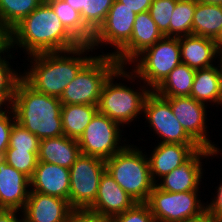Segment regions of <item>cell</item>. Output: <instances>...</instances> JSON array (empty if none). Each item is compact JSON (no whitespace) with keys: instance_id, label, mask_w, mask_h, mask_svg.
I'll list each match as a JSON object with an SVG mask.
<instances>
[{"instance_id":"obj_4","label":"cell","mask_w":222,"mask_h":222,"mask_svg":"<svg viewBox=\"0 0 222 222\" xmlns=\"http://www.w3.org/2000/svg\"><path fill=\"white\" fill-rule=\"evenodd\" d=\"M124 145L105 160V169L136 202H147L156 184L150 173L149 159L136 146Z\"/></svg>"},{"instance_id":"obj_30","label":"cell","mask_w":222,"mask_h":222,"mask_svg":"<svg viewBox=\"0 0 222 222\" xmlns=\"http://www.w3.org/2000/svg\"><path fill=\"white\" fill-rule=\"evenodd\" d=\"M115 0H87V8L81 13L84 24L94 33L104 22Z\"/></svg>"},{"instance_id":"obj_11","label":"cell","mask_w":222,"mask_h":222,"mask_svg":"<svg viewBox=\"0 0 222 222\" xmlns=\"http://www.w3.org/2000/svg\"><path fill=\"white\" fill-rule=\"evenodd\" d=\"M143 113L149 126L162 138L161 143L198 145L174 116L169 97H162L151 90L145 99Z\"/></svg>"},{"instance_id":"obj_12","label":"cell","mask_w":222,"mask_h":222,"mask_svg":"<svg viewBox=\"0 0 222 222\" xmlns=\"http://www.w3.org/2000/svg\"><path fill=\"white\" fill-rule=\"evenodd\" d=\"M135 17L136 13L115 0L104 22L93 33L89 45L93 49H97L95 46L109 44L117 48L116 52L108 53L113 56L130 40Z\"/></svg>"},{"instance_id":"obj_23","label":"cell","mask_w":222,"mask_h":222,"mask_svg":"<svg viewBox=\"0 0 222 222\" xmlns=\"http://www.w3.org/2000/svg\"><path fill=\"white\" fill-rule=\"evenodd\" d=\"M190 97L203 104H222V82L219 66L197 69L195 72Z\"/></svg>"},{"instance_id":"obj_44","label":"cell","mask_w":222,"mask_h":222,"mask_svg":"<svg viewBox=\"0 0 222 222\" xmlns=\"http://www.w3.org/2000/svg\"><path fill=\"white\" fill-rule=\"evenodd\" d=\"M201 3H210V4H216V5H222V0H197Z\"/></svg>"},{"instance_id":"obj_42","label":"cell","mask_w":222,"mask_h":222,"mask_svg":"<svg viewBox=\"0 0 222 222\" xmlns=\"http://www.w3.org/2000/svg\"><path fill=\"white\" fill-rule=\"evenodd\" d=\"M183 222H218L207 210L201 215L186 219Z\"/></svg>"},{"instance_id":"obj_24","label":"cell","mask_w":222,"mask_h":222,"mask_svg":"<svg viewBox=\"0 0 222 222\" xmlns=\"http://www.w3.org/2000/svg\"><path fill=\"white\" fill-rule=\"evenodd\" d=\"M222 32V5L196 3L192 35L217 40Z\"/></svg>"},{"instance_id":"obj_19","label":"cell","mask_w":222,"mask_h":222,"mask_svg":"<svg viewBox=\"0 0 222 222\" xmlns=\"http://www.w3.org/2000/svg\"><path fill=\"white\" fill-rule=\"evenodd\" d=\"M30 187V191L69 201V169L56 164L39 161L30 179Z\"/></svg>"},{"instance_id":"obj_3","label":"cell","mask_w":222,"mask_h":222,"mask_svg":"<svg viewBox=\"0 0 222 222\" xmlns=\"http://www.w3.org/2000/svg\"><path fill=\"white\" fill-rule=\"evenodd\" d=\"M10 106L16 122L40 140L64 135L59 98L37 92L23 78L16 85Z\"/></svg>"},{"instance_id":"obj_34","label":"cell","mask_w":222,"mask_h":222,"mask_svg":"<svg viewBox=\"0 0 222 222\" xmlns=\"http://www.w3.org/2000/svg\"><path fill=\"white\" fill-rule=\"evenodd\" d=\"M177 0H153L149 8L151 18L163 36L169 37V24Z\"/></svg>"},{"instance_id":"obj_35","label":"cell","mask_w":222,"mask_h":222,"mask_svg":"<svg viewBox=\"0 0 222 222\" xmlns=\"http://www.w3.org/2000/svg\"><path fill=\"white\" fill-rule=\"evenodd\" d=\"M111 222H156L146 202H136L130 209L111 219Z\"/></svg>"},{"instance_id":"obj_21","label":"cell","mask_w":222,"mask_h":222,"mask_svg":"<svg viewBox=\"0 0 222 222\" xmlns=\"http://www.w3.org/2000/svg\"><path fill=\"white\" fill-rule=\"evenodd\" d=\"M179 44L182 63L195 70L214 66V59L220 56L216 41L210 38L187 35L179 37Z\"/></svg>"},{"instance_id":"obj_27","label":"cell","mask_w":222,"mask_h":222,"mask_svg":"<svg viewBox=\"0 0 222 222\" xmlns=\"http://www.w3.org/2000/svg\"><path fill=\"white\" fill-rule=\"evenodd\" d=\"M67 30L81 43L90 44L93 32L84 24L79 11L64 0H46Z\"/></svg>"},{"instance_id":"obj_45","label":"cell","mask_w":222,"mask_h":222,"mask_svg":"<svg viewBox=\"0 0 222 222\" xmlns=\"http://www.w3.org/2000/svg\"><path fill=\"white\" fill-rule=\"evenodd\" d=\"M216 43L219 50V54L222 55V32L219 35V38L216 40Z\"/></svg>"},{"instance_id":"obj_40","label":"cell","mask_w":222,"mask_h":222,"mask_svg":"<svg viewBox=\"0 0 222 222\" xmlns=\"http://www.w3.org/2000/svg\"><path fill=\"white\" fill-rule=\"evenodd\" d=\"M12 48L11 29L0 22V57Z\"/></svg>"},{"instance_id":"obj_31","label":"cell","mask_w":222,"mask_h":222,"mask_svg":"<svg viewBox=\"0 0 222 222\" xmlns=\"http://www.w3.org/2000/svg\"><path fill=\"white\" fill-rule=\"evenodd\" d=\"M3 57H0V98L9 108L14 98L16 85L22 75L10 68L9 62L5 59L6 56L3 55Z\"/></svg>"},{"instance_id":"obj_33","label":"cell","mask_w":222,"mask_h":222,"mask_svg":"<svg viewBox=\"0 0 222 222\" xmlns=\"http://www.w3.org/2000/svg\"><path fill=\"white\" fill-rule=\"evenodd\" d=\"M40 139L26 128L15 122L10 132L9 147L7 150H22L39 152Z\"/></svg>"},{"instance_id":"obj_37","label":"cell","mask_w":222,"mask_h":222,"mask_svg":"<svg viewBox=\"0 0 222 222\" xmlns=\"http://www.w3.org/2000/svg\"><path fill=\"white\" fill-rule=\"evenodd\" d=\"M68 222H111V219L89 209H73Z\"/></svg>"},{"instance_id":"obj_5","label":"cell","mask_w":222,"mask_h":222,"mask_svg":"<svg viewBox=\"0 0 222 222\" xmlns=\"http://www.w3.org/2000/svg\"><path fill=\"white\" fill-rule=\"evenodd\" d=\"M132 63L137 64L132 72L126 71V66H120V79L122 77L130 81L137 77L143 80L146 86H150L151 90H155L169 73L182 63L179 38L163 36L139 54Z\"/></svg>"},{"instance_id":"obj_7","label":"cell","mask_w":222,"mask_h":222,"mask_svg":"<svg viewBox=\"0 0 222 222\" xmlns=\"http://www.w3.org/2000/svg\"><path fill=\"white\" fill-rule=\"evenodd\" d=\"M116 77H120V67L105 82L97 109L98 112L124 126L143 113L144 102L151 89L143 85L142 89L141 86L139 88L141 92H138L120 82H115V85L113 80Z\"/></svg>"},{"instance_id":"obj_41","label":"cell","mask_w":222,"mask_h":222,"mask_svg":"<svg viewBox=\"0 0 222 222\" xmlns=\"http://www.w3.org/2000/svg\"><path fill=\"white\" fill-rule=\"evenodd\" d=\"M17 212L19 213V210L0 209V222H24L23 214L19 220L16 215Z\"/></svg>"},{"instance_id":"obj_28","label":"cell","mask_w":222,"mask_h":222,"mask_svg":"<svg viewBox=\"0 0 222 222\" xmlns=\"http://www.w3.org/2000/svg\"><path fill=\"white\" fill-rule=\"evenodd\" d=\"M197 0H177L169 24V37L192 35V22Z\"/></svg>"},{"instance_id":"obj_16","label":"cell","mask_w":222,"mask_h":222,"mask_svg":"<svg viewBox=\"0 0 222 222\" xmlns=\"http://www.w3.org/2000/svg\"><path fill=\"white\" fill-rule=\"evenodd\" d=\"M72 210L68 200L30 191L22 213L24 222H68Z\"/></svg>"},{"instance_id":"obj_14","label":"cell","mask_w":222,"mask_h":222,"mask_svg":"<svg viewBox=\"0 0 222 222\" xmlns=\"http://www.w3.org/2000/svg\"><path fill=\"white\" fill-rule=\"evenodd\" d=\"M211 155L213 157L217 153L206 148L199 149L187 162L161 177L160 184L155 185L163 191L172 193L198 191L203 176L201 159Z\"/></svg>"},{"instance_id":"obj_2","label":"cell","mask_w":222,"mask_h":222,"mask_svg":"<svg viewBox=\"0 0 222 222\" xmlns=\"http://www.w3.org/2000/svg\"><path fill=\"white\" fill-rule=\"evenodd\" d=\"M92 50L89 44H81L66 51L30 55L28 57L33 60L30 61L33 65L23 73L22 78L37 92L60 98L66 86L93 58L82 55Z\"/></svg>"},{"instance_id":"obj_6","label":"cell","mask_w":222,"mask_h":222,"mask_svg":"<svg viewBox=\"0 0 222 222\" xmlns=\"http://www.w3.org/2000/svg\"><path fill=\"white\" fill-rule=\"evenodd\" d=\"M120 65L108 54L94 56L66 86L59 100L62 105H98L105 82Z\"/></svg>"},{"instance_id":"obj_38","label":"cell","mask_w":222,"mask_h":222,"mask_svg":"<svg viewBox=\"0 0 222 222\" xmlns=\"http://www.w3.org/2000/svg\"><path fill=\"white\" fill-rule=\"evenodd\" d=\"M214 200L206 205V210L218 221L222 222V183L218 186Z\"/></svg>"},{"instance_id":"obj_1","label":"cell","mask_w":222,"mask_h":222,"mask_svg":"<svg viewBox=\"0 0 222 222\" xmlns=\"http://www.w3.org/2000/svg\"><path fill=\"white\" fill-rule=\"evenodd\" d=\"M12 48L22 47L29 55L74 49L81 43L67 30L44 0L11 29Z\"/></svg>"},{"instance_id":"obj_10","label":"cell","mask_w":222,"mask_h":222,"mask_svg":"<svg viewBox=\"0 0 222 222\" xmlns=\"http://www.w3.org/2000/svg\"><path fill=\"white\" fill-rule=\"evenodd\" d=\"M119 126L105 114L97 112L77 140L80 152L104 160L111 158L125 147L120 142L123 135Z\"/></svg>"},{"instance_id":"obj_43","label":"cell","mask_w":222,"mask_h":222,"mask_svg":"<svg viewBox=\"0 0 222 222\" xmlns=\"http://www.w3.org/2000/svg\"><path fill=\"white\" fill-rule=\"evenodd\" d=\"M71 7L80 12V14L87 8V0H64Z\"/></svg>"},{"instance_id":"obj_39","label":"cell","mask_w":222,"mask_h":222,"mask_svg":"<svg viewBox=\"0 0 222 222\" xmlns=\"http://www.w3.org/2000/svg\"><path fill=\"white\" fill-rule=\"evenodd\" d=\"M134 13L139 14L149 11L153 0H117Z\"/></svg>"},{"instance_id":"obj_47","label":"cell","mask_w":222,"mask_h":222,"mask_svg":"<svg viewBox=\"0 0 222 222\" xmlns=\"http://www.w3.org/2000/svg\"><path fill=\"white\" fill-rule=\"evenodd\" d=\"M218 58H220V66H219V68H220V72H221V82H222V55H220V57H218Z\"/></svg>"},{"instance_id":"obj_18","label":"cell","mask_w":222,"mask_h":222,"mask_svg":"<svg viewBox=\"0 0 222 222\" xmlns=\"http://www.w3.org/2000/svg\"><path fill=\"white\" fill-rule=\"evenodd\" d=\"M30 179L0 160V209L23 210L29 197ZM29 188V189H28Z\"/></svg>"},{"instance_id":"obj_25","label":"cell","mask_w":222,"mask_h":222,"mask_svg":"<svg viewBox=\"0 0 222 222\" xmlns=\"http://www.w3.org/2000/svg\"><path fill=\"white\" fill-rule=\"evenodd\" d=\"M97 112L95 105H62L61 117L64 135L78 140Z\"/></svg>"},{"instance_id":"obj_9","label":"cell","mask_w":222,"mask_h":222,"mask_svg":"<svg viewBox=\"0 0 222 222\" xmlns=\"http://www.w3.org/2000/svg\"><path fill=\"white\" fill-rule=\"evenodd\" d=\"M199 191L168 192L156 185L150 192L147 204L156 222H183L206 211L198 199Z\"/></svg>"},{"instance_id":"obj_15","label":"cell","mask_w":222,"mask_h":222,"mask_svg":"<svg viewBox=\"0 0 222 222\" xmlns=\"http://www.w3.org/2000/svg\"><path fill=\"white\" fill-rule=\"evenodd\" d=\"M162 37L149 11L136 14L130 40L113 57L120 66L132 64L139 54L153 46Z\"/></svg>"},{"instance_id":"obj_20","label":"cell","mask_w":222,"mask_h":222,"mask_svg":"<svg viewBox=\"0 0 222 222\" xmlns=\"http://www.w3.org/2000/svg\"><path fill=\"white\" fill-rule=\"evenodd\" d=\"M201 147L199 145L170 144L159 142L150 155V173L152 179L157 183L159 178L170 173L187 162Z\"/></svg>"},{"instance_id":"obj_17","label":"cell","mask_w":222,"mask_h":222,"mask_svg":"<svg viewBox=\"0 0 222 222\" xmlns=\"http://www.w3.org/2000/svg\"><path fill=\"white\" fill-rule=\"evenodd\" d=\"M136 201L105 171L100 179L95 202L90 211L112 219L130 209Z\"/></svg>"},{"instance_id":"obj_8","label":"cell","mask_w":222,"mask_h":222,"mask_svg":"<svg viewBox=\"0 0 222 222\" xmlns=\"http://www.w3.org/2000/svg\"><path fill=\"white\" fill-rule=\"evenodd\" d=\"M105 160L80 154L70 167L69 204L73 209H88L96 199Z\"/></svg>"},{"instance_id":"obj_13","label":"cell","mask_w":222,"mask_h":222,"mask_svg":"<svg viewBox=\"0 0 222 222\" xmlns=\"http://www.w3.org/2000/svg\"><path fill=\"white\" fill-rule=\"evenodd\" d=\"M169 104L174 116L182 125L185 132L201 147L212 150L217 154L219 148L207 137V112L205 104L196 101L190 96L169 98Z\"/></svg>"},{"instance_id":"obj_32","label":"cell","mask_w":222,"mask_h":222,"mask_svg":"<svg viewBox=\"0 0 222 222\" xmlns=\"http://www.w3.org/2000/svg\"><path fill=\"white\" fill-rule=\"evenodd\" d=\"M4 160L13 168L32 178L35 168L39 162L38 152H27L22 150H6Z\"/></svg>"},{"instance_id":"obj_22","label":"cell","mask_w":222,"mask_h":222,"mask_svg":"<svg viewBox=\"0 0 222 222\" xmlns=\"http://www.w3.org/2000/svg\"><path fill=\"white\" fill-rule=\"evenodd\" d=\"M81 154L78 141L65 135L41 139L38 160L70 169Z\"/></svg>"},{"instance_id":"obj_26","label":"cell","mask_w":222,"mask_h":222,"mask_svg":"<svg viewBox=\"0 0 222 222\" xmlns=\"http://www.w3.org/2000/svg\"><path fill=\"white\" fill-rule=\"evenodd\" d=\"M196 70L180 63L154 90L162 97L190 96Z\"/></svg>"},{"instance_id":"obj_36","label":"cell","mask_w":222,"mask_h":222,"mask_svg":"<svg viewBox=\"0 0 222 222\" xmlns=\"http://www.w3.org/2000/svg\"><path fill=\"white\" fill-rule=\"evenodd\" d=\"M10 110H5V112L0 115V160L4 159L5 151L9 147L10 132L13 124L16 122L14 113L11 108ZM6 113L13 114V117H9Z\"/></svg>"},{"instance_id":"obj_46","label":"cell","mask_w":222,"mask_h":222,"mask_svg":"<svg viewBox=\"0 0 222 222\" xmlns=\"http://www.w3.org/2000/svg\"><path fill=\"white\" fill-rule=\"evenodd\" d=\"M5 102L0 98V115L2 113H4L5 111L2 109V107L4 106ZM3 105V106H2Z\"/></svg>"},{"instance_id":"obj_29","label":"cell","mask_w":222,"mask_h":222,"mask_svg":"<svg viewBox=\"0 0 222 222\" xmlns=\"http://www.w3.org/2000/svg\"><path fill=\"white\" fill-rule=\"evenodd\" d=\"M43 1L44 0H0V22L12 29Z\"/></svg>"}]
</instances>
